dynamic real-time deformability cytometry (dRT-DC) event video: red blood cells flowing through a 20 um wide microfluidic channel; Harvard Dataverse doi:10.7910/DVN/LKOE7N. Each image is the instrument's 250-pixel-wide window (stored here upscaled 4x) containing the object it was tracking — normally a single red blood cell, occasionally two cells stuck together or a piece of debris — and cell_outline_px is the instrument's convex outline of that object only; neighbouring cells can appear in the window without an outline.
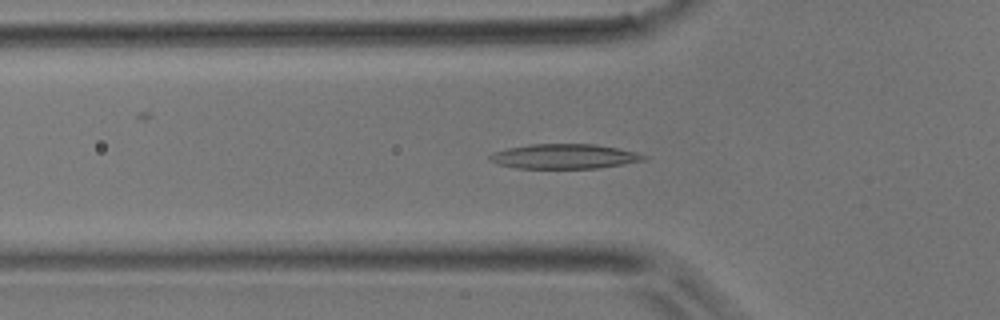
{"species": "common noctule bat (a hibernating species)", "species_latin": "Nyctalus noctula", "temperature_condition": "room temperature", "stored_images_in_passage": 45, "camera_frame_rate_fps": 3000, "um_per_image_px": 0.085, "animal": {"sex": "male", "body_mass_g": 17.9}, "frame": {"image": 1, "passage_image": 14, "time_ms": 4.333, "image_size_px": [1000, 320], "cell_outline_px": [[648, 160], [624, 164], [596, 168], [516, 168], [500, 164], [488, 160], [488, 156], [492, 152], [508, 148], [532, 144], [596, 144], [636, 152], [648, 156]], "centroid_in_image_um": [47.99, 13.29], "position_along_channel_um": 77.8, "area_um2": 22.2}}
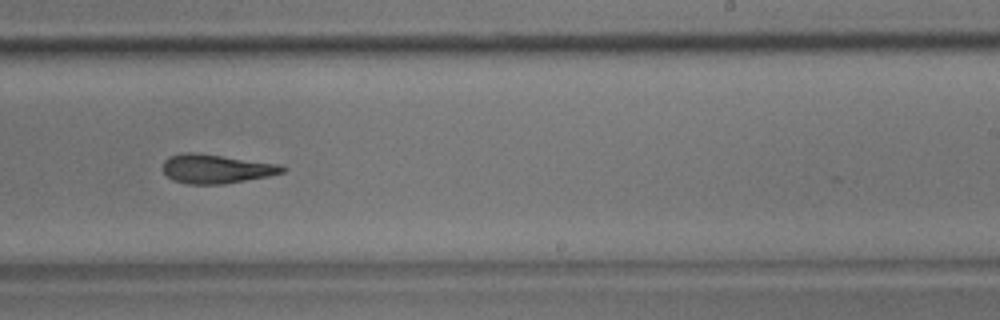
{"frame": {"image": 2, "passage_image": 27, "time_ms": 8.667, "image_size_px": [1000, 320], "cell_outline_px": [[288, 168], [284, 172], [268, 176], [224, 184], [188, 184], [172, 180], [164, 172], [164, 160], [168, 156], [180, 152], [196, 152], [284, 164]], "centroid_in_image_um": [18.41, 14.33], "position_along_channel_um": 270.6, "area_um2": 20.58}}
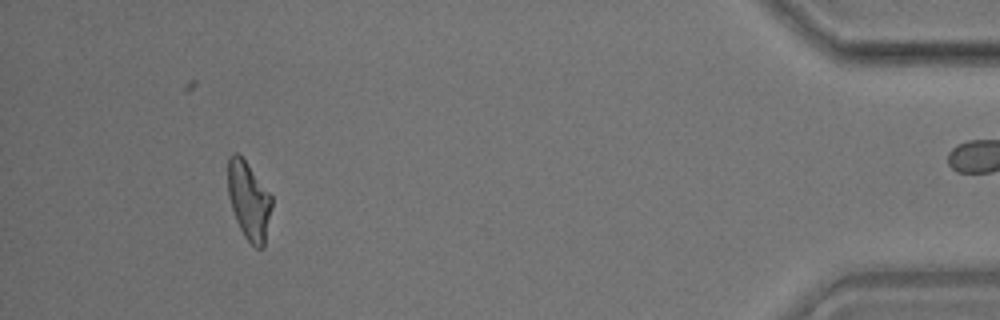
{"frame": {"image": 3, "passage_image": 41, "time_ms": 13.333, "image_size_px": [1000, 320], "cell_outline_px": [[272, 208], [264, 248], [256, 248], [244, 236], [236, 220], [228, 196], [228, 156], [232, 152], [236, 152], [244, 160], [272, 196]], "centroid_in_image_um": [21.15, 17.07], "position_along_channel_um": 414.0, "area_um2": 19.83}}